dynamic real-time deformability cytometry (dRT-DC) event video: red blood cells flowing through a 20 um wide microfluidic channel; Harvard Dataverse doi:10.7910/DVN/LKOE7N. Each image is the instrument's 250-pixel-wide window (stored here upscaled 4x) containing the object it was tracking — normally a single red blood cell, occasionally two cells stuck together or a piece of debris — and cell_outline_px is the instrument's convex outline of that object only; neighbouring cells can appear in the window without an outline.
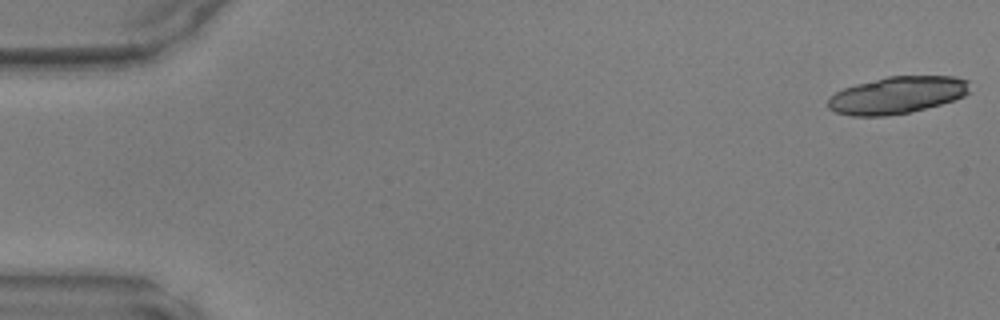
{"species": "common noctule bat (a hibernating species)", "species_latin": "Nyctalus noctula", "temperature_condition": "warm", "stored_images_in_passage": 14, "camera_frame_rate_fps": 3000, "um_per_image_px": 0.085, "animal": {"sex": "male", "body_mass_g": 17.9, "forearm_length_mm": 54.2}, "frame": {"image": 1, "passage_image": 1, "time_ms": 0.0, "image_size_px": [1000, 320], "cell_outline_px": [[972, 92], [964, 96], [940, 104], [912, 112], [884, 116], [852, 116], [836, 112], [828, 108], [828, 100], [836, 92], [844, 88], [856, 84], [888, 76], [952, 76], [968, 80]], "centroid_in_image_um": [76.29, 8.08], "position_along_channel_um": 8.7, "area_um2": 30.69}}